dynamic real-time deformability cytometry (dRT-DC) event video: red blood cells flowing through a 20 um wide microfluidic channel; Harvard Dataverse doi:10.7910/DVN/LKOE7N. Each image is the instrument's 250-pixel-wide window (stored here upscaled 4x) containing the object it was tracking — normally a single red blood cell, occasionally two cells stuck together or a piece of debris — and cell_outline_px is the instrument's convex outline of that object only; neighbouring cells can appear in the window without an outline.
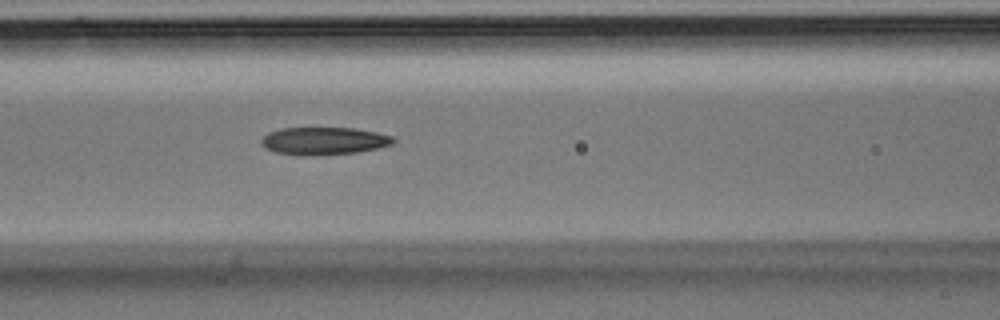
{"species": "Egyptian fruit bat (a non-hibernating species)", "species_latin": "Rousettus aegyptiacus", "temperature_condition": "room temperature", "stored_images_in_passage": 41, "camera_frame_rate_fps": 3000, "um_per_image_px": 0.085, "animal": {"sex": "male"}, "frame": {"image": 1, "passage_image": 20, "time_ms": 6.333, "image_size_px": [1000, 320], "cell_outline_px": [[396, 140], [392, 144], [376, 148], [356, 152], [304, 156], [276, 152], [264, 148], [260, 144], [260, 140], [268, 132], [280, 128], [352, 128], [376, 132], [392, 136]], "centroid_in_image_um": [27.48, 11.97], "position_along_channel_um": 139.1, "area_um2": 21.15}}
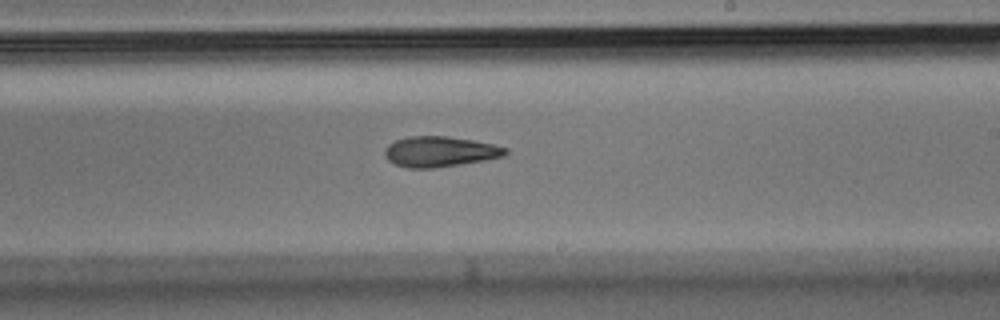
{"frame": {"image": 2, "passage_image": 28, "time_ms": 9.0, "image_size_px": [1000, 320], "cell_outline_px": [[508, 152], [504, 156], [484, 160], [460, 164], [432, 168], [408, 168], [396, 164], [388, 160], [384, 156], [384, 148], [388, 144], [396, 140], [408, 136], [448, 136], [472, 140], [492, 144], [508, 148]], "centroid_in_image_um": [37.36, 12.88], "position_along_channel_um": 251.6, "area_um2": 21.39}}
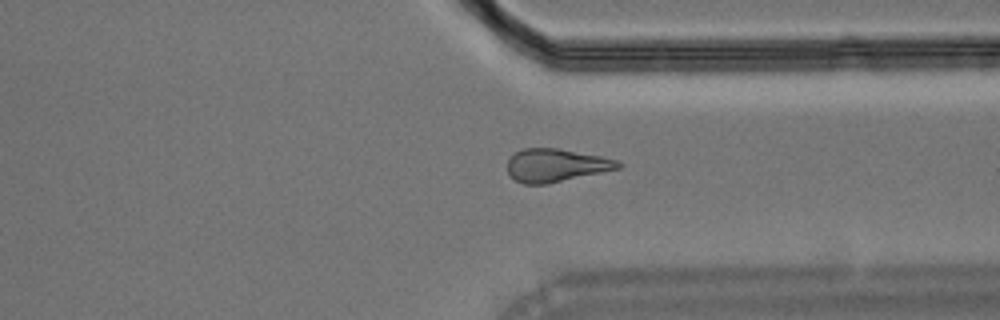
{"frame": {"image": 3, "passage_image": 36, "time_ms": 11.667, "image_size_px": [1000, 320], "cell_outline_px": [[624, 164], [620, 168], [548, 184], [524, 184], [508, 176], [508, 160], [516, 152], [524, 148], [556, 148], [600, 156], [616, 160]], "centroid_in_image_um": [47.24, 14.06], "position_along_channel_um": 364.2, "area_um2": 21.21}}